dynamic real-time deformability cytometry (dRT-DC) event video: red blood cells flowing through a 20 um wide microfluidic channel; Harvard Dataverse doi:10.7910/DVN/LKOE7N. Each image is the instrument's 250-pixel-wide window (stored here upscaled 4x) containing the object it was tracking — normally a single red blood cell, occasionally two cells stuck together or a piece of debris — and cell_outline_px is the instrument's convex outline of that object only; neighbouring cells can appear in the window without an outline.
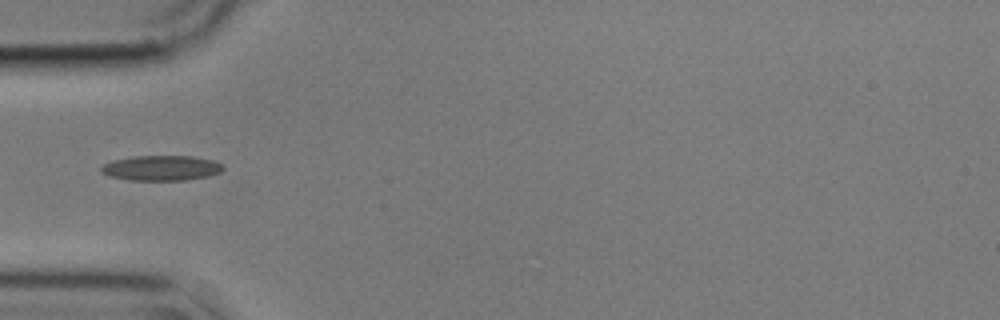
{"species": "common noctule bat (a hibernating species)", "species_latin": "Nyctalus noctula", "temperature_condition": "cold", "stored_images_in_passage": 17, "camera_frame_rate_fps": 3000, "um_per_image_px": 0.085, "animal": {"sex": "male", "body_mass_g": 17.9}, "frame": {"image": 1, "passage_image": 1, "time_ms": 0.0, "image_size_px": [1000, 320], "cell_outline_px": [[224, 168], [220, 172], [208, 176], [184, 180], [128, 180], [108, 176], [100, 172], [100, 168], [104, 164], [112, 160], [136, 156], [192, 156], [216, 160], [224, 164]], "centroid_in_image_um": [13.73, 14.28], "position_along_channel_um": 71.3, "area_um2": 18.03}}
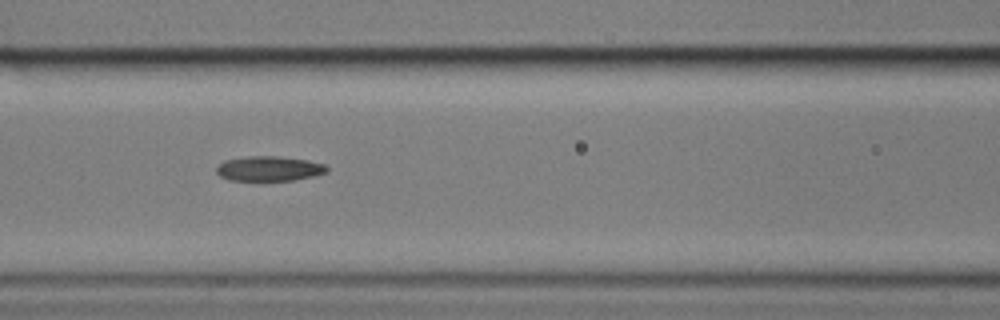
{"frame": {"image": 2, "passage_image": 7, "time_ms": 2.0, "image_size_px": [1000, 320], "cell_outline_px": [[328, 172], [296, 180], [228, 180], [220, 176], [216, 172], [216, 168], [224, 160], [248, 156], [276, 156], [308, 160], [324, 164], [328, 168]], "centroid_in_image_um": [22.87, 14.33], "position_along_channel_um": 143.7, "area_um2": 15.95}}
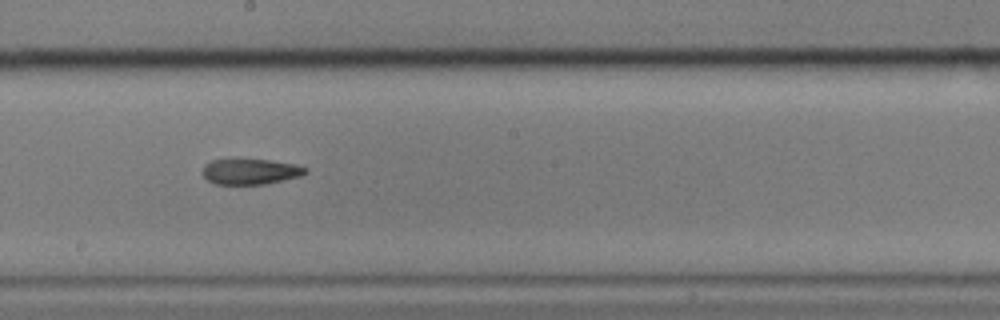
{"frame": {"image": 3, "passage_image": 14, "time_ms": 4.333, "image_size_px": [1000, 320], "cell_outline_px": [[308, 172], [304, 176], [264, 184], [216, 184], [208, 180], [204, 176], [204, 164], [212, 160], [268, 160], [296, 164], [308, 168]], "centroid_in_image_um": [21.36, 14.59], "position_along_channel_um": 226.8, "area_um2": 15.26}}